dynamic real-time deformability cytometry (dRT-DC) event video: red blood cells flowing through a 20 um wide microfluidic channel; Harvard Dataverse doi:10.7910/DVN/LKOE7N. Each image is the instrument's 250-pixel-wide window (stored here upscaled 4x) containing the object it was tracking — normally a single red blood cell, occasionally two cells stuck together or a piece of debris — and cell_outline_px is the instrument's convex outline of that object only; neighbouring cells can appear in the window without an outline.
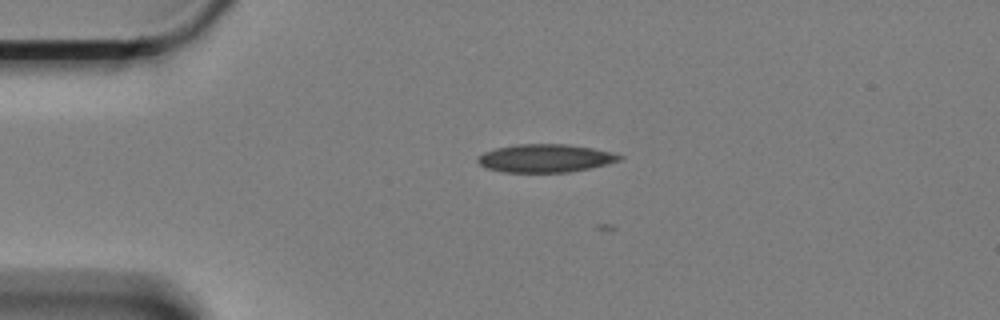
{"species": "Egyptian fruit bat (a non-hibernating species)", "species_latin": "Rousettus aegyptiacus", "temperature_condition": "cold", "stored_images_in_passage": 7, "camera_frame_rate_fps": 3000, "um_per_image_px": 0.085, "animal": {"sex": "female"}, "frame": {"image": 1, "passage_image": 1, "time_ms": 0.0, "image_size_px": [1000, 320], "cell_outline_px": [[624, 156], [620, 160], [608, 164], [592, 168], [568, 172], [504, 172], [484, 168], [476, 160], [484, 152], [496, 148], [516, 144], [568, 144], [592, 148], [612, 152]], "centroid_in_image_um": [46.37, 13.45], "position_along_channel_um": 38.6, "area_um2": 23.29}}